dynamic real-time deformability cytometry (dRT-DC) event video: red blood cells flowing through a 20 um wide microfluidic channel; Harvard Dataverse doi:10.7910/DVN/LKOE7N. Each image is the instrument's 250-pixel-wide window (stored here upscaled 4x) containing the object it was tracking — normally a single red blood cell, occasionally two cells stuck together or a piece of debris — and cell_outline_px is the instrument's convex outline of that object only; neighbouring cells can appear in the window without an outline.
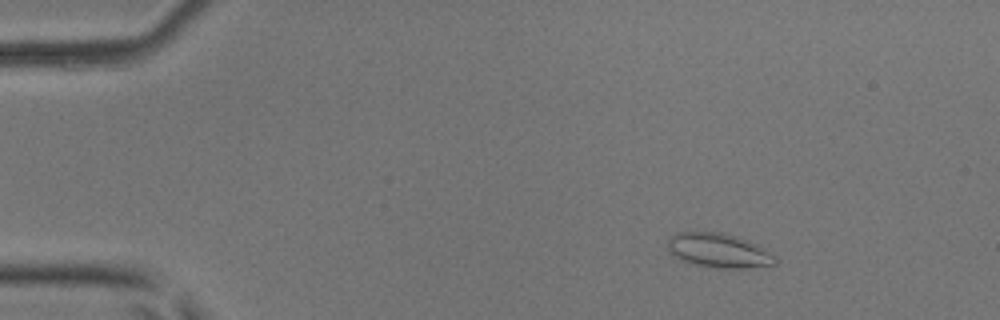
{"species": "common noctule bat (a hibernating species)", "species_latin": "Nyctalus noctula", "temperature_condition": "room temperature", "stored_images_in_passage": 47, "camera_frame_rate_fps": 3000, "um_per_image_px": 0.085, "animal": {"sex": "male", "body_mass_g": 17.9, "forearm_length_mm": 54.2}, "frame": {"image": 1, "passage_image": 3, "time_ms": 0.667, "image_size_px": [1000, 320], "cell_outline_px": [[776, 264], [744, 268], [720, 268], [692, 264], [676, 256], [668, 248], [668, 240], [672, 236], [680, 232], [720, 232], [736, 236], [748, 240], [764, 248], [776, 256]], "centroid_in_image_um": [61.13, 21.29], "position_along_channel_um": 23.9, "area_um2": 21.21}}
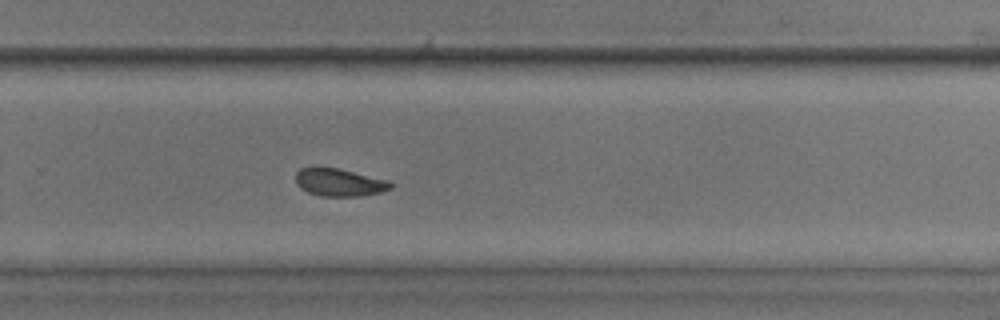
{"frame": {"image": 2, "passage_image": 30, "time_ms": 9.667, "image_size_px": [1000, 320], "cell_outline_px": [[392, 188], [380, 192], [360, 196], [320, 196], [308, 192], [300, 188], [296, 184], [296, 172], [300, 168], [312, 164], [316, 164], [340, 168], [388, 180], [392, 184]], "centroid_in_image_um": [28.77, 15.45], "position_along_channel_um": 301.0, "area_um2": 15.9}}
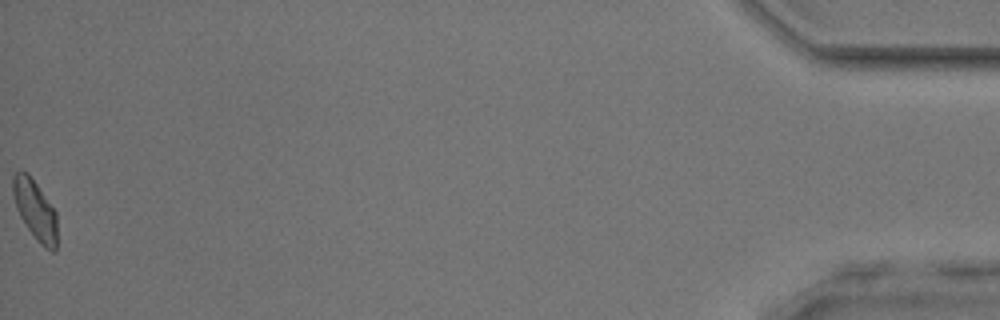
{"frame": {"image": 3, "passage_image": 47, "time_ms": 15.333, "image_size_px": [1000, 320], "cell_outline_px": [[56, 248], [52, 252], [44, 248], [40, 244], [28, 228], [20, 216], [16, 208], [12, 192], [12, 176], [20, 168], [28, 172], [56, 212]], "centroid_in_image_um": [2.95, 17.8], "position_along_channel_um": 432.2, "area_um2": 15.37}, "authors_computed_cell_mechanics": {"area_um2": 15.8372, "velocity_mm_per_s": 4.0378, "shape_relaxation_time_tau1_ms": 3.1054, "shape_relaxation_time_tau2_ms": 1.0679, "deformation_change_tau1": 0.0915, "deformation_change_tau2": 0.0493}}